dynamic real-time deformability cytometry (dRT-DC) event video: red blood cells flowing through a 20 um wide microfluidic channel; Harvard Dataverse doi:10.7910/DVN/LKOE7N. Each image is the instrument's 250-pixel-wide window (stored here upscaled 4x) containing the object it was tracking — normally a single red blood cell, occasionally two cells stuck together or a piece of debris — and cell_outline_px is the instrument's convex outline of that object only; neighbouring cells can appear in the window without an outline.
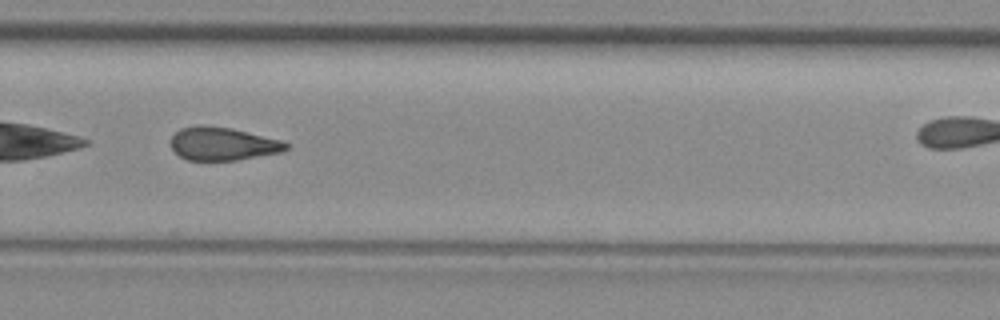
{"species": "common noctule bat (a hibernating species)", "species_latin": "Nyctalus noctula", "temperature_condition": "room temperature", "stored_images_in_passage": 23, "camera_frame_rate_fps": 3000, "um_per_image_px": 0.085, "animal": {"sex": "female", "body_mass_g": 29.2, "forearm_length_mm": 56.3}, "frame": {"image": 1, "passage_image": 17, "time_ms": 5.333, "image_size_px": [1000, 320], "cell_outline_px": [[288, 148], [284, 152], [236, 160], [188, 160], [180, 156], [172, 148], [172, 136], [180, 128], [196, 124], [208, 124], [232, 128], [280, 140], [288, 144]], "centroid_in_image_um": [18.93, 12.2], "position_along_channel_um": 310.9, "area_um2": 22.37}}